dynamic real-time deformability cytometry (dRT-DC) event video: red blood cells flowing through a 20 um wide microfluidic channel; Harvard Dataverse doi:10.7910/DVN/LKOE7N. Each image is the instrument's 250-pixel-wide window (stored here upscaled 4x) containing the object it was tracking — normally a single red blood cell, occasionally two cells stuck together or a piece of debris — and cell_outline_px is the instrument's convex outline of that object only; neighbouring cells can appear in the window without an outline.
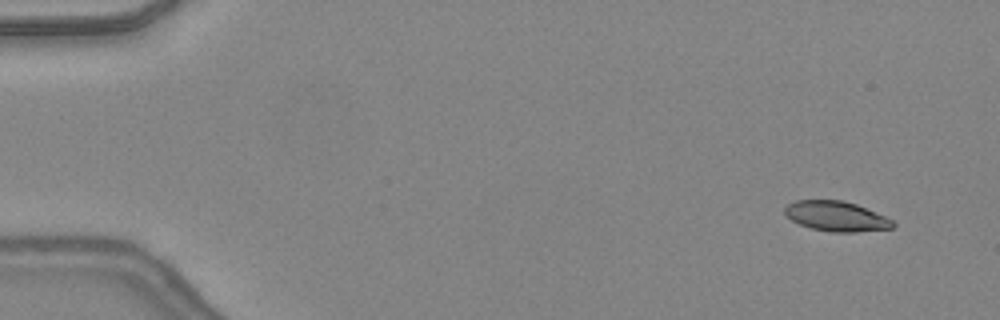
{"species": "common noctule bat (a hibernating species)", "species_latin": "Nyctalus noctula", "temperature_condition": "warm", "stored_images_in_passage": 47, "camera_frame_rate_fps": 3000, "um_per_image_px": 0.085, "animal": {"sex": "female", "body_mass_g": 24.6, "forearm_length_mm": 56.2}, "frame": {"image": 1, "passage_image": 4, "time_ms": 1.0, "image_size_px": [1000, 320], "cell_outline_px": [[896, 224], [892, 228], [856, 232], [832, 232], [812, 228], [800, 224], [792, 220], [784, 212], [784, 208], [788, 204], [796, 200], [840, 200], [856, 204], [884, 216], [892, 220]], "centroid_in_image_um": [71.08, 18.38], "position_along_channel_um": 13.9, "area_um2": 18.67}}
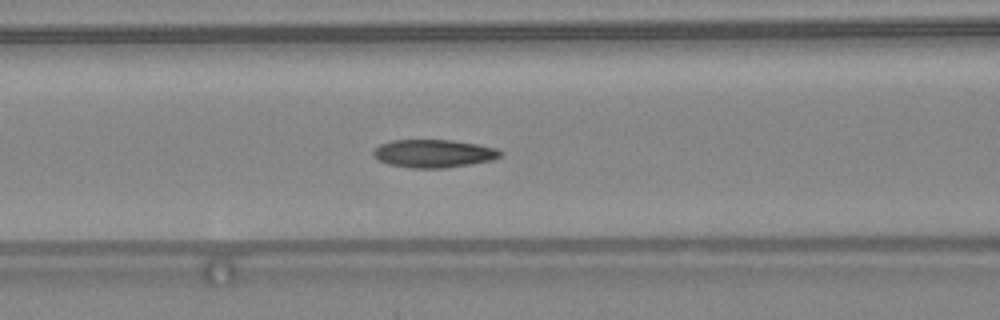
{"frame": {"image": 2, "passage_image": 21, "time_ms": 6.667, "image_size_px": [1000, 320], "cell_outline_px": [[504, 152], [500, 156], [492, 160], [444, 168], [412, 168], [388, 164], [372, 156], [372, 152], [380, 144], [392, 140], [452, 140], [476, 144], [496, 148]], "centroid_in_image_um": [36.84, 13.04], "position_along_channel_um": 129.8, "area_um2": 20.63}}
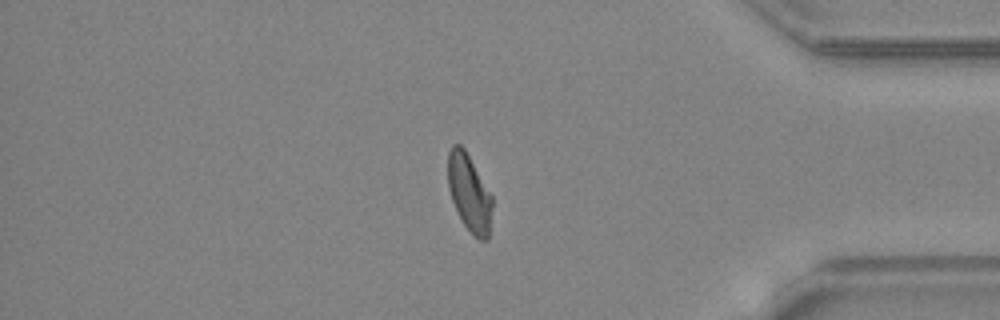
{"frame": {"image": 3, "passage_image": 41, "time_ms": 13.333, "image_size_px": [1000, 320], "cell_outline_px": [[492, 208], [488, 240], [480, 240], [472, 236], [464, 224], [452, 200], [448, 188], [448, 152], [452, 144], [460, 144], [464, 148], [492, 196]], "centroid_in_image_um": [39.88, 16.41], "position_along_channel_um": 395.3, "area_um2": 19.77}}